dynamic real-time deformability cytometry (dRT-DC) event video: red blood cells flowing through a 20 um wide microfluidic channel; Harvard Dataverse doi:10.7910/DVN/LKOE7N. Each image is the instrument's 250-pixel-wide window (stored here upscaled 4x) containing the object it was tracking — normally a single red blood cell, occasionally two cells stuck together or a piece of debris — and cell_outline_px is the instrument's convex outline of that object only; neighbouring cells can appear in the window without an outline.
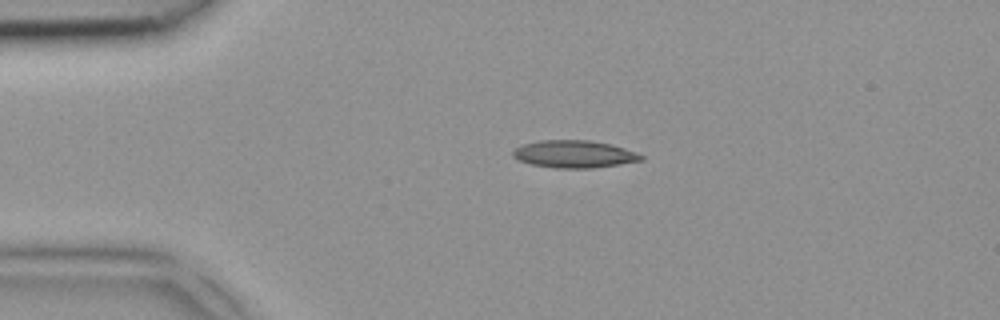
{"species": "common noctule bat (a hibernating species)", "species_latin": "Nyctalus noctula", "temperature_condition": "room temperature", "stored_images_in_passage": 3, "camera_frame_rate_fps": 3000, "um_per_image_px": 0.085, "animal": {"sex": "female", "body_mass_g": 18.4}, "frame": {"image": 1, "passage_image": 2, "time_ms": 0.333, "image_size_px": [1000, 320], "cell_outline_px": [[644, 160], [620, 164], [592, 168], [556, 168], [532, 164], [520, 160], [512, 156], [512, 152], [516, 148], [524, 144], [540, 140], [588, 140], [612, 144], [636, 152], [644, 156]], "centroid_in_image_um": [48.84, 13.09], "position_along_channel_um": 36.2, "area_um2": 20.4}}